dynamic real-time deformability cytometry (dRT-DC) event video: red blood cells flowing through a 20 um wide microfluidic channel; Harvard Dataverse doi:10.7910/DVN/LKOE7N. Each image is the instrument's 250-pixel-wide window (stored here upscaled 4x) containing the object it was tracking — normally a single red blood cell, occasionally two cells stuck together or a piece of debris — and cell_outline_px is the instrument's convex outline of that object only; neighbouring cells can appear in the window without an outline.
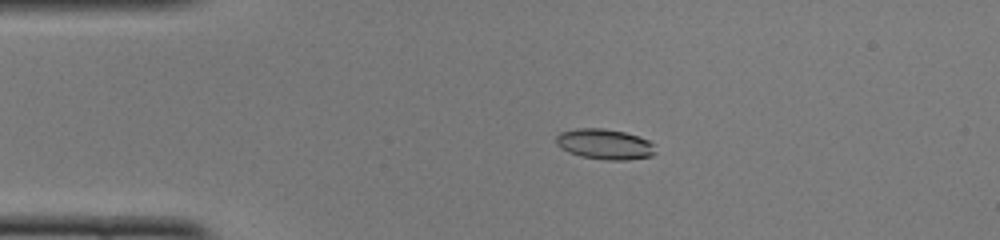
{"species": "common noctule bat (a hibernating species)", "species_latin": "Nyctalus noctula", "temperature_condition": "cold", "stored_images_in_passage": 51, "camera_frame_rate_fps": 3000, "um_per_image_px": 0.085, "animal": {"sex": "female", "body_mass_g": 22.0, "forearm_length_mm": 56.7}, "frame": {"image": 1, "passage_image": 11, "time_ms": 3.333, "image_size_px": [1000, 240], "cell_outline_px": [[656, 152], [652, 156], [628, 160], [604, 160], [580, 156], [568, 152], [560, 148], [556, 144], [556, 136], [560, 132], [576, 128], [604, 128], [624, 132], [648, 140], [652, 144]], "centroid_in_image_um": [51.37, 12.26], "position_along_channel_um": 33.6, "area_um2": 17.69}}
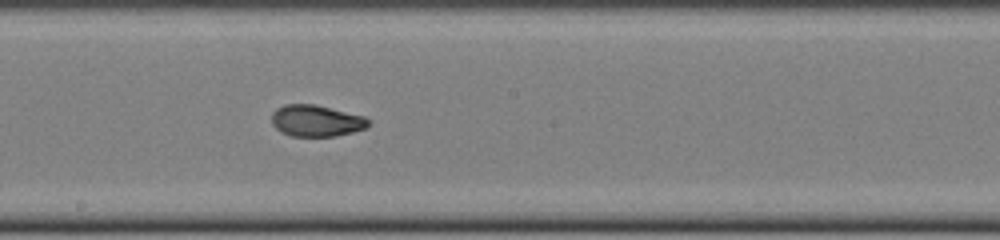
{"frame": {"image": 2, "passage_image": 28, "time_ms": 9.0, "image_size_px": [1000, 240], "cell_outline_px": [[372, 120], [364, 128], [352, 132], [336, 136], [292, 136], [280, 132], [272, 124], [272, 112], [276, 108], [284, 104], [316, 104], [364, 116]], "centroid_in_image_um": [26.86, 10.25], "position_along_channel_um": 221.3, "area_um2": 17.86}}
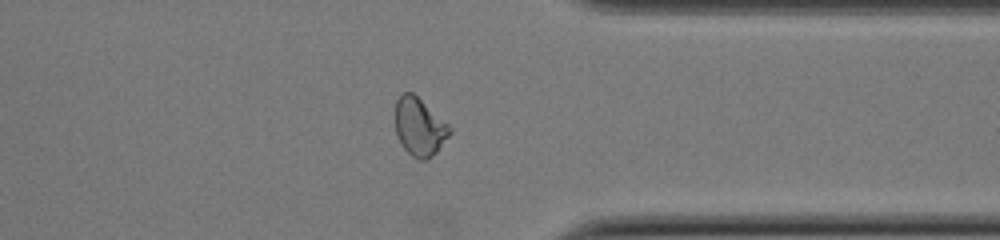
{"frame": {"image": 3, "passage_image": 40, "time_ms": 13.0, "image_size_px": [1000, 240], "cell_outline_px": [[452, 132], [436, 152], [432, 156], [424, 160], [420, 160], [412, 156], [400, 144], [396, 132], [396, 100], [404, 92], [412, 92], [448, 124], [452, 128]], "centroid_in_image_um": [35.65, 10.8], "position_along_channel_um": 375.7, "area_um2": 18.15}, "authors_computed_cell_mechanics": {"area_um2": 17.918, "velocity_mm_per_s": 3.9863, "shape_relaxation_time_tau1_ms": 7.3782, "shape_relaxation_time_tau2_ms": 1.4212, "deformation_change_tau1": 0.2112, "deformation_change_tau2": 0.0605}}